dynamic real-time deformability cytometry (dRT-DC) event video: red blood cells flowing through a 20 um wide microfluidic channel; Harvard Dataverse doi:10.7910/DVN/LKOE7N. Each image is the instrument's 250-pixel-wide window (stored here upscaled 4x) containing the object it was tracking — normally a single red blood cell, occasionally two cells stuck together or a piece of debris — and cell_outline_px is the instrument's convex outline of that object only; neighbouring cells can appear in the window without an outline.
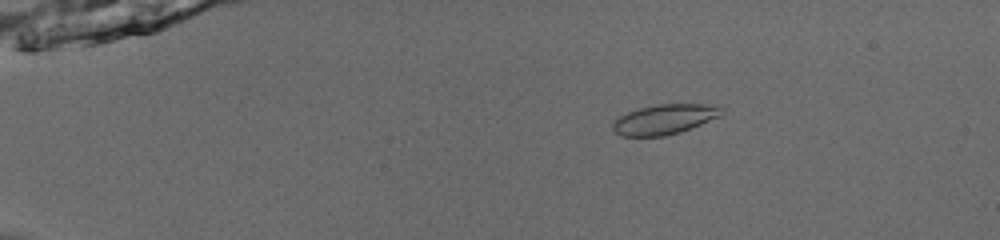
{"species": "common noctule bat (a hibernating species)", "species_latin": "Nyctalus noctula", "temperature_condition": "room temperature", "stored_images_in_passage": 53, "camera_frame_rate_fps": 3000, "um_per_image_px": 0.085, "animal": {"sex": "male", "body_mass_g": 13.0, "forearm_length_mm": 53.1}, "frame": {"image": 1, "passage_image": 11, "time_ms": 3.333, "image_size_px": [1000, 240], "cell_outline_px": [[724, 112], [720, 116], [680, 132], [664, 136], [620, 136], [612, 128], [612, 124], [620, 116], [628, 112], [640, 108], [656, 104], [720, 104], [724, 108]], "centroid_in_image_um": [56.53, 10.13], "position_along_channel_um": 28.5, "area_um2": 19.02}}
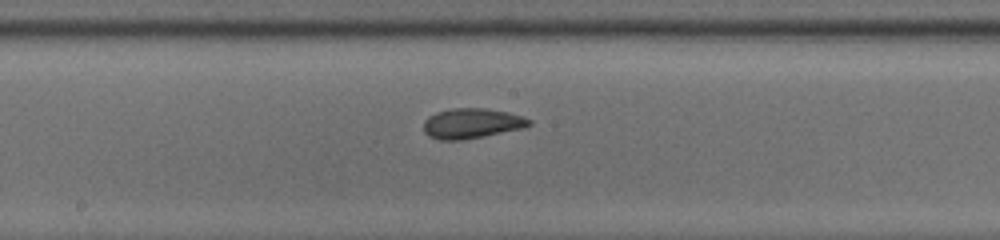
{"frame": {"image": 2, "passage_image": 31, "time_ms": 10.0, "image_size_px": [1000, 240], "cell_outline_px": [[532, 124], [524, 128], [464, 140], [440, 140], [428, 136], [424, 132], [424, 120], [428, 116], [436, 112], [452, 108], [484, 108], [508, 112], [532, 120]], "centroid_in_image_um": [40.08, 10.49], "position_along_channel_um": 208.1, "area_um2": 18.61}}
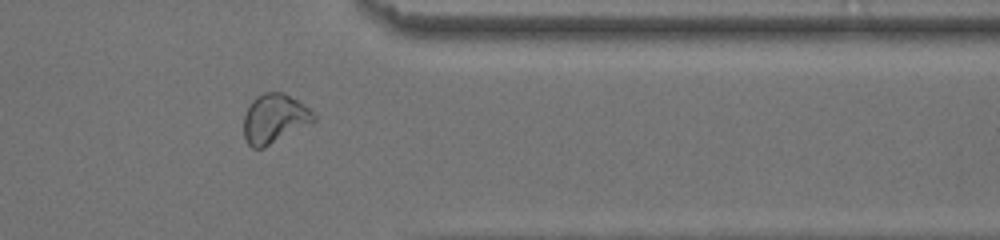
{"frame": {"image": 3, "passage_image": 45, "time_ms": 14.667, "image_size_px": [1000, 240], "cell_outline_px": [[316, 120], [264, 148], [252, 148], [248, 144], [244, 136], [244, 116], [252, 100], [256, 96], [264, 92], [284, 92], [308, 108], [316, 116]], "centroid_in_image_um": [23.3, 10.08], "position_along_channel_um": 388.1, "area_um2": 19.83}, "authors_computed_cell_mechanics": {"area_um2": 18.8428, "velocity_mm_per_s": 3.9575, "shape_relaxation_time_tau1_ms": 3.9476, "shape_relaxation_time_tau2_ms": 2.1826, "deformation_change_tau1": 0.1326, "deformation_change_tau2": 0.0237}}